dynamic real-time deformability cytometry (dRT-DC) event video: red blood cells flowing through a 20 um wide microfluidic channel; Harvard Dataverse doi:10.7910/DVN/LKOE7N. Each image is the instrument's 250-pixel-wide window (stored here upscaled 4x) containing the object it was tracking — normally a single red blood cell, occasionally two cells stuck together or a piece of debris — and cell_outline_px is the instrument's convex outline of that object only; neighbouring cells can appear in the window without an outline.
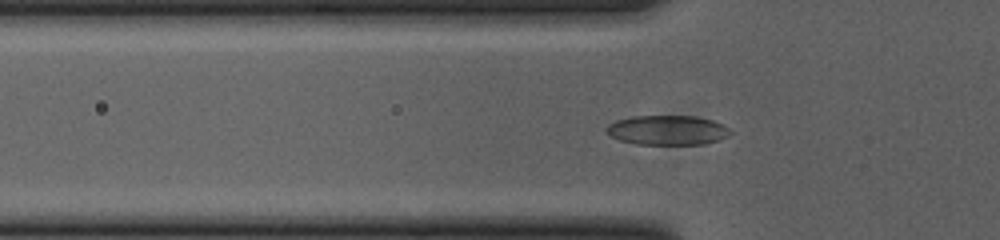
{"species": "common noctule bat (a hibernating species)", "species_latin": "Nyctalus noctula", "temperature_condition": "cold", "stored_images_in_passage": 38, "camera_frame_rate_fps": 3000, "um_per_image_px": 0.085, "animal": {"sex": "female", "body_mass_g": 23.0, "forearm_length_mm": 53.4}, "frame": {"image": 1, "passage_image": 16, "time_ms": 5.0, "image_size_px": [1000, 240], "cell_outline_px": [[732, 132], [728, 136], [720, 140], [704, 144], [636, 144], [620, 140], [612, 136], [604, 128], [608, 124], [616, 120], [632, 116], [692, 116], [712, 120], [724, 124]], "centroid_in_image_um": [56.74, 11.06], "position_along_channel_um": 69.1, "area_um2": 21.39}}
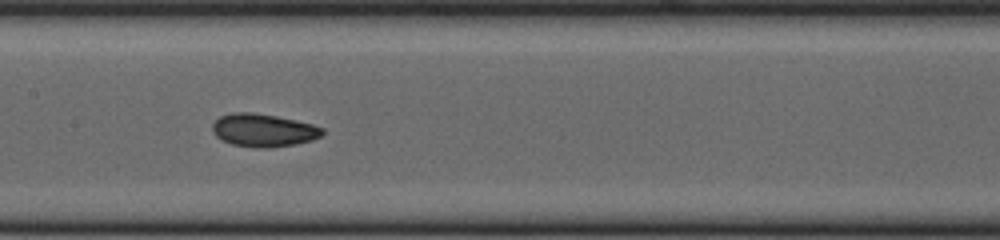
{"frame": {"image": 2, "passage_image": 25, "time_ms": 8.0, "image_size_px": [1000, 240], "cell_outline_px": [[324, 132], [320, 136], [312, 140], [292, 144], [264, 148], [256, 148], [232, 144], [216, 136], [212, 132], [212, 124], [220, 116], [232, 112], [252, 112], [276, 116], [296, 120], [312, 124], [324, 128]], "centroid_in_image_um": [22.37, 11.06], "position_along_channel_um": 185.0, "area_um2": 20.98}}
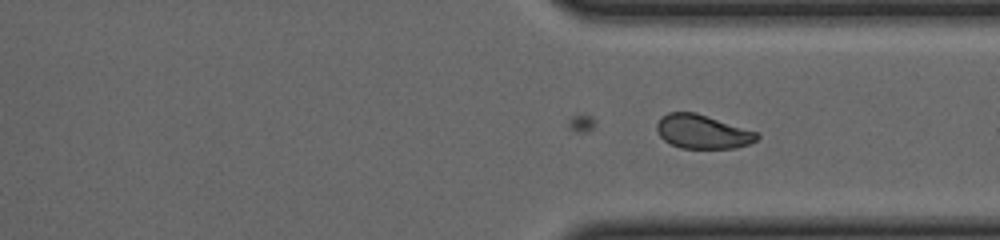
{"frame": {"image": 3, "passage_image": 38, "time_ms": 12.333, "image_size_px": [1000, 240], "cell_outline_px": [[760, 136], [756, 140], [748, 144], [736, 148], [680, 148], [664, 140], [660, 136], [656, 128], [656, 124], [668, 112], [696, 112], [756, 132]], "centroid_in_image_um": [59.7, 11.2], "position_along_channel_um": 351.7, "area_um2": 19.54}}